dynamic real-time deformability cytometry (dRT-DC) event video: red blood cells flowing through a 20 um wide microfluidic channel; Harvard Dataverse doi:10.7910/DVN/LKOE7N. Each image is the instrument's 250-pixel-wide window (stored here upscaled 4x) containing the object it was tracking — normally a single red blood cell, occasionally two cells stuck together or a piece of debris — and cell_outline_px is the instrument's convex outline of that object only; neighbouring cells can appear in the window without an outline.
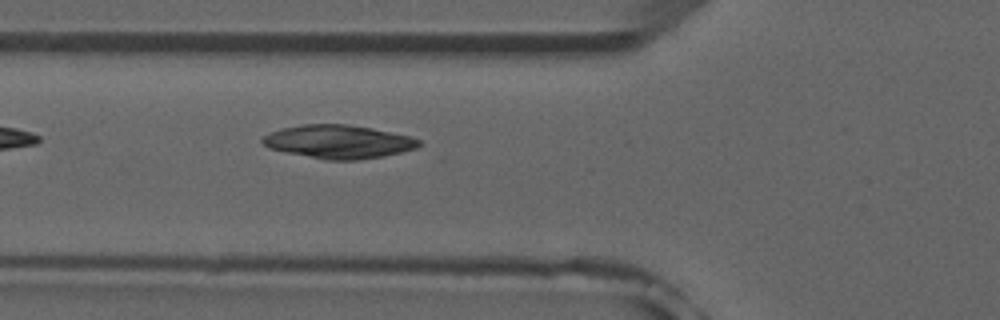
{"species": "common noctule bat (a hibernating species)", "species_latin": "Nyctalus noctula", "temperature_condition": "room temperature", "stored_images_in_passage": 3, "camera_frame_rate_fps": 3000, "um_per_image_px": 0.085, "animal": {"sex": "male", "forearm_length_mm": 52.5}, "frame": {"image": 1, "passage_image": 3, "time_ms": 2.333, "image_size_px": [1000, 320], "cell_outline_px": [[424, 144], [416, 148], [400, 152], [380, 156], [356, 160], [324, 160], [268, 148], [260, 140], [264, 136], [280, 128], [304, 124], [348, 124], [372, 128], [412, 136], [420, 140]], "centroid_in_image_um": [28.79, 12.04], "position_along_channel_um": 97.0, "area_um2": 30.46}}